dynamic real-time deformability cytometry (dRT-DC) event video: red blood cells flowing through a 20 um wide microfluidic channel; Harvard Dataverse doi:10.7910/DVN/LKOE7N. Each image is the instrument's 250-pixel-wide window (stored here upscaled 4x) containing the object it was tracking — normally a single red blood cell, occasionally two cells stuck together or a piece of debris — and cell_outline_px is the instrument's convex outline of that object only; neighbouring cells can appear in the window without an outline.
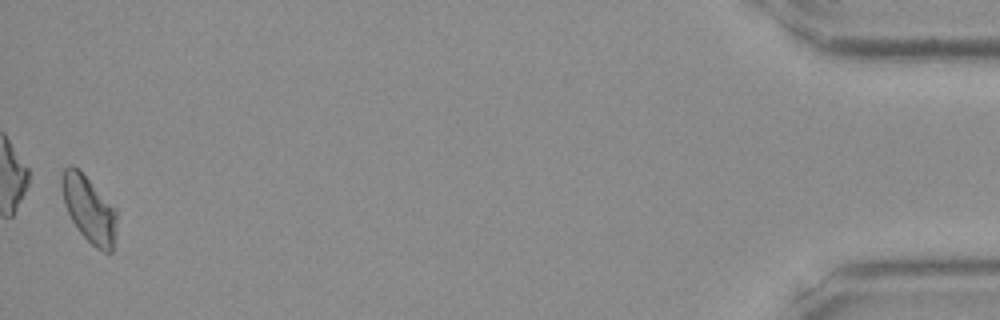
{"species": "Egyptian fruit bat (a non-hibernating species)", "species_latin": "Rousettus aegyptiacus", "temperature_condition": "room temperature", "stored_images_in_passage": 46, "camera_frame_rate_fps": 3000, "um_per_image_px": 0.085, "frame": {"image": 1, "passage_image": 46, "time_ms": 15.0, "image_size_px": [1000, 320], "cell_outline_px": [[116, 220], [112, 252], [104, 252], [96, 248], [80, 232], [72, 220], [64, 204], [60, 188], [60, 176], [64, 168], [68, 164], [72, 164], [116, 208]], "centroid_in_image_um": [7.52, 17.75], "position_along_channel_um": 427.7, "area_um2": 20.92}}